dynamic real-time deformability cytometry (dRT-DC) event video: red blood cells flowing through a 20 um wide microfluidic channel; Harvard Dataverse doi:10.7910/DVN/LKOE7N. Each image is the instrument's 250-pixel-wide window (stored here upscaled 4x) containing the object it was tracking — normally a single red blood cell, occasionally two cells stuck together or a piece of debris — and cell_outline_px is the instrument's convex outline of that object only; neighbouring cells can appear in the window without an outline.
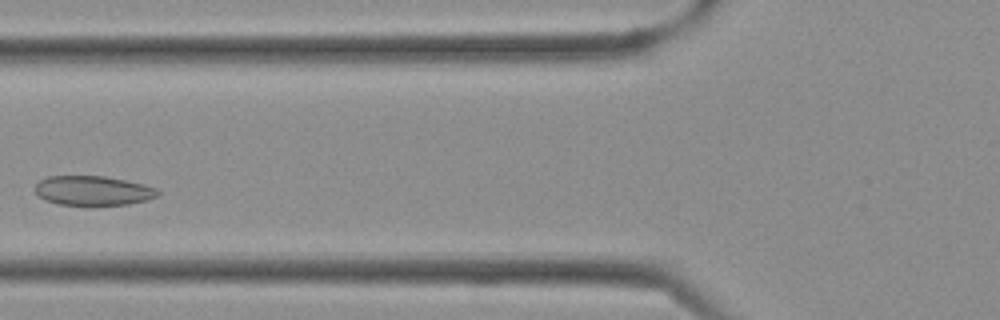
{"species": "Egyptian fruit bat (a non-hibernating species)", "species_latin": "Rousettus aegyptiacus", "temperature_condition": "cold", "stored_images_in_passage": 29, "camera_frame_rate_fps": 3000, "um_per_image_px": 0.085, "frame": {"image": 1, "passage_image": 8, "time_ms": 2.333, "image_size_px": [1000, 320], "cell_outline_px": [[160, 192], [156, 196], [144, 200], [128, 204], [92, 208], [88, 208], [56, 204], [44, 200], [36, 196], [36, 184], [40, 180], [48, 176], [104, 176], [144, 184], [156, 188]], "centroid_in_image_um": [7.85, 16.25], "position_along_channel_um": 117.9, "area_um2": 21.91}}
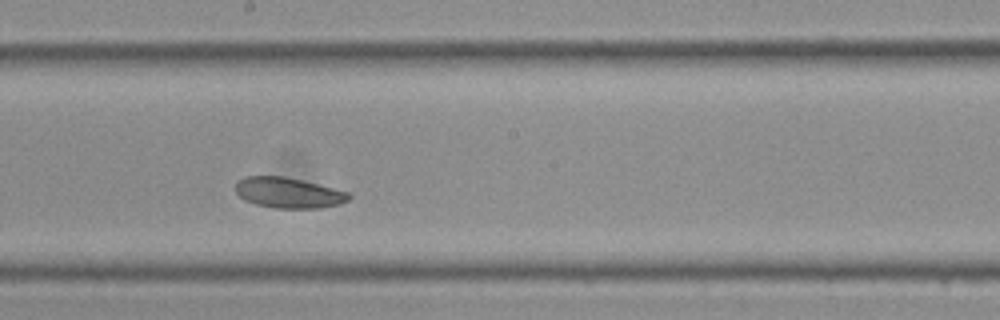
{"frame": {"image": 2, "passage_image": 14, "time_ms": 4.333, "image_size_px": [1000, 320], "cell_outline_px": [[352, 196], [348, 200], [340, 204], [320, 208], [272, 208], [256, 204], [244, 200], [236, 192], [236, 180], [244, 176], [284, 176], [348, 192]], "centroid_in_image_um": [24.48, 16.39], "position_along_channel_um": 223.7, "area_um2": 20.11}}
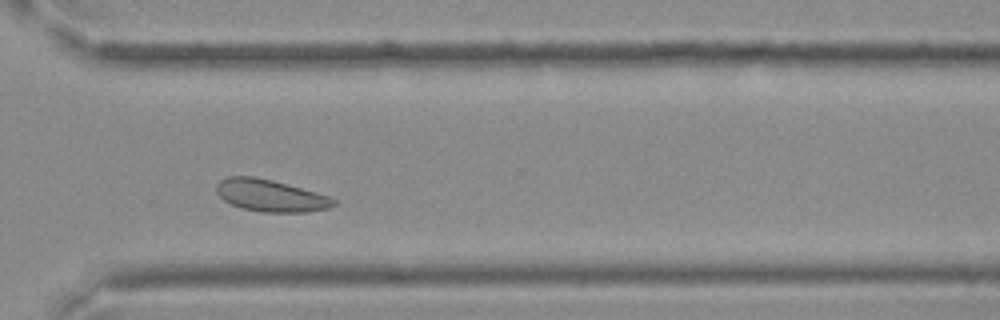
{"frame": {"image": 3, "passage_image": 21, "time_ms": 6.667, "image_size_px": [1000, 320], "cell_outline_px": [[336, 204], [328, 208], [308, 212], [264, 212], [240, 208], [224, 200], [216, 192], [216, 184], [220, 180], [228, 176], [252, 176], [272, 180], [316, 192], [328, 196], [336, 200]], "centroid_in_image_um": [22.98, 16.62], "position_along_channel_um": 347.6, "area_um2": 21.79}}